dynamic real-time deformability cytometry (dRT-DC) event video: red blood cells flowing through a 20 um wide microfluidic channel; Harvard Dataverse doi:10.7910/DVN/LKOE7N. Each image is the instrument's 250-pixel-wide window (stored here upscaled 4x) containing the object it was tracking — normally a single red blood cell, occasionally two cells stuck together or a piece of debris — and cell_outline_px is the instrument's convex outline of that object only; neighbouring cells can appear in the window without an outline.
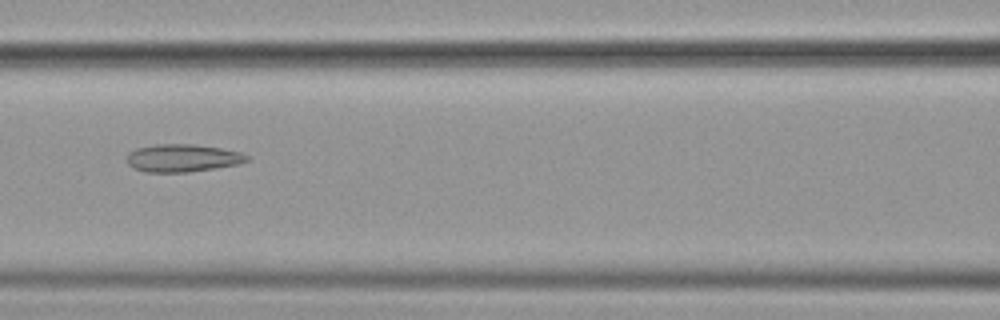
{"species": "common noctule bat (a hibernating species)", "species_latin": "Nyctalus noctula", "temperature_condition": "cold", "stored_images_in_passage": 49, "camera_frame_rate_fps": 3000, "um_per_image_px": 0.085, "animal": {"sex": "female", "body_mass_g": 19.9}, "frame": {"image": 1, "passage_image": 18, "time_ms": 5.667, "image_size_px": [1000, 320], "cell_outline_px": [[248, 160], [240, 164], [184, 172], [144, 172], [132, 168], [128, 164], [128, 152], [136, 148], [156, 144], [192, 144], [220, 148], [240, 152], [248, 156]], "centroid_in_image_um": [15.48, 13.43], "position_along_channel_um": 151.1, "area_um2": 19.25}}
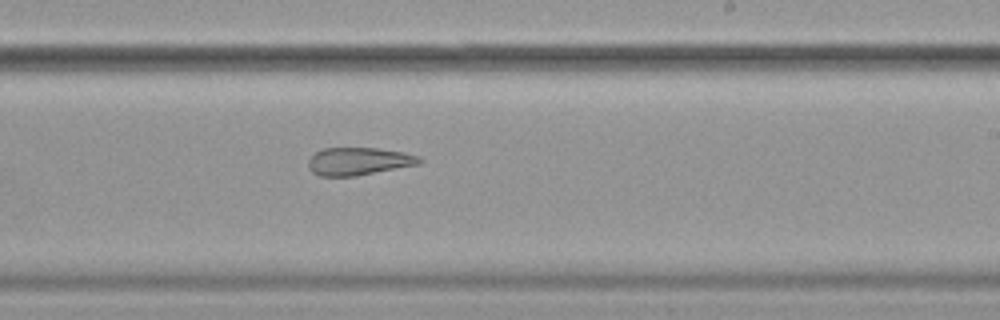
{"frame": {"image": 2, "passage_image": 27, "time_ms": 8.667, "image_size_px": [1000, 320], "cell_outline_px": [[424, 160], [420, 164], [356, 176], [320, 176], [312, 172], [308, 168], [308, 160], [316, 152], [324, 148], [376, 148], [404, 152], [420, 156]], "centroid_in_image_um": [30.51, 13.71], "position_along_channel_um": 258.5, "area_um2": 18.03}}
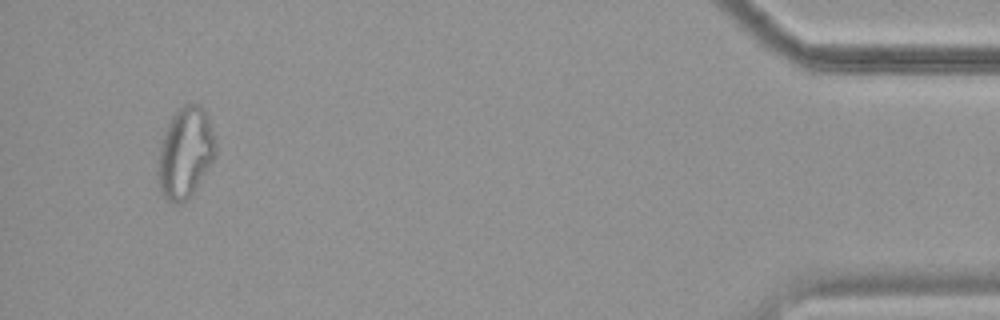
{"frame": {"image": 3, "passage_image": 46, "time_ms": 15.0, "image_size_px": [1000, 320], "cell_outline_px": [[216, 156], [188, 200], [184, 204], [176, 204], [168, 200], [164, 196], [160, 188], [160, 148], [168, 124], [172, 116], [184, 104], [200, 104], [204, 108], [208, 116], [216, 136]], "centroid_in_image_um": [15.82, 12.97], "position_along_channel_um": 419.4, "area_um2": 30.11}, "authors_computed_cell_mechanics": {"area_um2": 22.5998, "velocity_mm_per_s": 3.6125, "shape_relaxation_time_tau1_ms": null, "shape_relaxation_time_tau2_ms": 3.3716, "deformation_change_tau1": null, "deformation_change_tau2": 0.1081}}